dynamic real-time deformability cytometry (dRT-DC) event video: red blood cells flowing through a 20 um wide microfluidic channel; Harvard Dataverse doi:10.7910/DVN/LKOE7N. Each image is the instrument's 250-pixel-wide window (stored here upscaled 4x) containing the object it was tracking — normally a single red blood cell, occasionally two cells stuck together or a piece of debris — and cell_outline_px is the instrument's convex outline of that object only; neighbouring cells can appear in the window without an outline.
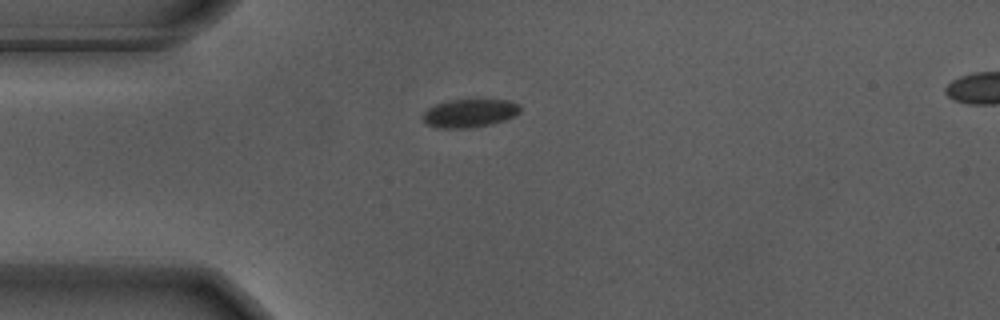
{"species": "Egyptian fruit bat (a non-hibernating species)", "species_latin": "Rousettus aegyptiacus", "temperature_condition": "warm", "stored_images_in_passage": 31, "camera_frame_rate_fps": 3000, "um_per_image_px": 0.085, "animal": {"sex": "male"}, "frame": {"image": 1, "passage_image": 1, "time_ms": 0.0, "image_size_px": [1000, 320], "cell_outline_px": [[520, 112], [516, 116], [504, 120], [488, 124], [468, 128], [440, 128], [424, 124], [420, 116], [428, 108], [436, 104], [448, 100], [508, 100], [520, 104]], "centroid_in_image_um": [39.88, 9.62], "position_along_channel_um": 45.1, "area_um2": 16.13}}
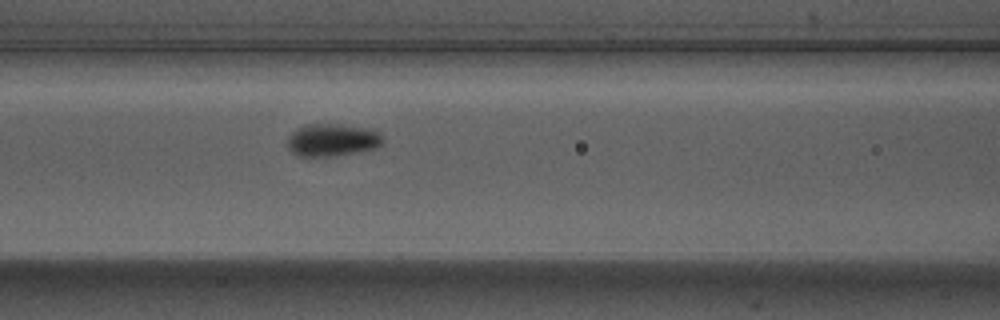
{"frame": {"image": 2, "passage_image": 10, "time_ms": 3.0, "image_size_px": [1000, 320], "cell_outline_px": [[384, 144], [376, 148], [332, 156], [300, 156], [292, 152], [288, 148], [288, 136], [296, 128], [304, 124], [340, 124], [376, 128], [380, 132], [384, 140]], "centroid_in_image_um": [28.29, 11.87], "position_along_channel_um": 138.3, "area_um2": 18.44}}
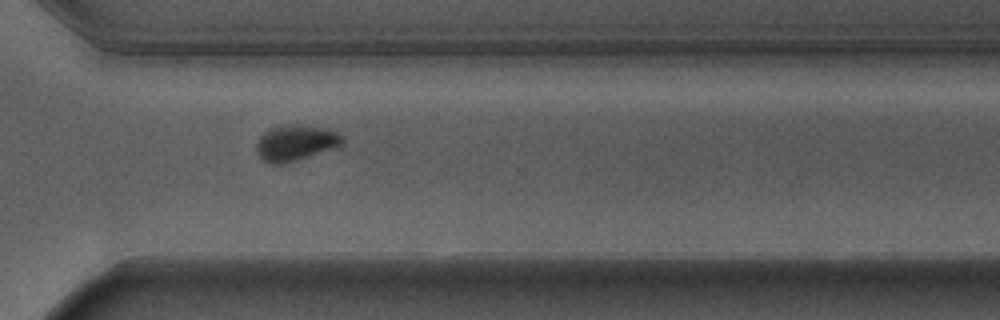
{"frame": {"image": 3, "passage_image": 27, "time_ms": 8.667, "image_size_px": [1000, 320], "cell_outline_px": [[344, 144], [284, 164], [268, 164], [256, 152], [256, 144], [260, 136], [264, 132], [272, 128], [288, 124], [292, 124], [324, 128], [336, 132], [344, 136]], "centroid_in_image_um": [25.11, 12.14], "position_along_channel_um": 345.5, "area_um2": 17.69}, "authors_computed_cell_mechanics": {"area_um2": 18.0914, "velocity_mm_per_s": 3.6603, "shape_relaxation_time_tau1_ms": 3.1034, "shape_relaxation_time_tau2_ms": null, "deformation_change_tau1": 0.1087, "deformation_change_tau2": null}}